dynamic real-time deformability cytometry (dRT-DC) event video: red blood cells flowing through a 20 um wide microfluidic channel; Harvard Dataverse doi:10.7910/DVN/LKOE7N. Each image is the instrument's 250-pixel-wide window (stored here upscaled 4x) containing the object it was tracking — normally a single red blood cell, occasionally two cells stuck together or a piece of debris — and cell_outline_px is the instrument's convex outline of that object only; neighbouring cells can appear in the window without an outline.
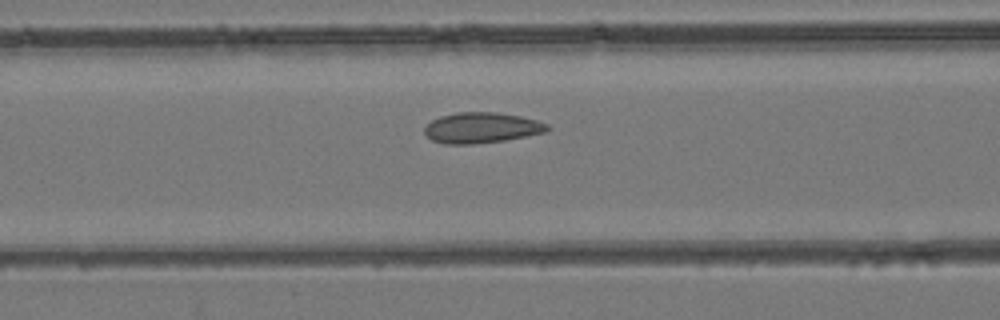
{"species": "common noctule bat (a hibernating species)", "species_latin": "Nyctalus noctula", "temperature_condition": "room temperature", "stored_images_in_passage": 47, "camera_frame_rate_fps": 3000, "um_per_image_px": 0.085, "animal": {"sex": "female", "body_mass_g": 24.6, "forearm_length_mm": 56.2}, "frame": {"image": 1, "passage_image": 18, "time_ms": 5.667, "image_size_px": [1000, 320], "cell_outline_px": [[552, 128], [548, 132], [504, 140], [472, 144], [444, 144], [432, 140], [424, 132], [424, 128], [432, 120], [440, 116], [456, 112], [496, 112], [520, 116], [536, 120], [548, 124]], "centroid_in_image_um": [40.96, 10.86], "position_along_channel_um": 125.6, "area_um2": 21.96}}
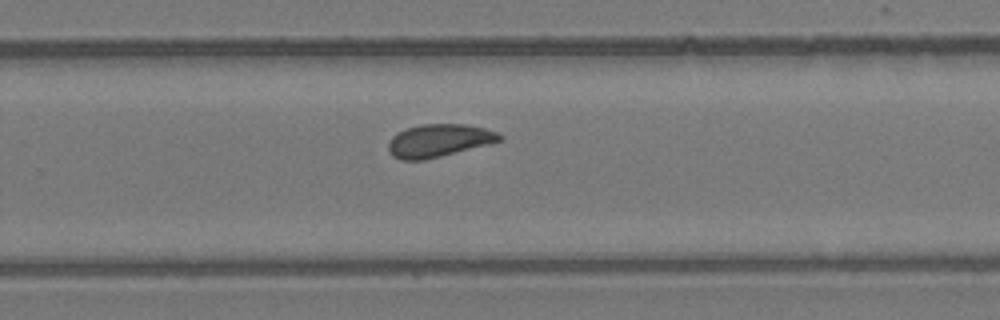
{"frame": {"image": 2, "passage_image": 30, "time_ms": 9.667, "image_size_px": [1000, 320], "cell_outline_px": [[504, 136], [500, 140], [488, 144], [424, 160], [400, 160], [392, 156], [388, 152], [388, 144], [392, 136], [396, 132], [404, 128], [420, 124], [464, 124], [484, 128], [496, 132]], "centroid_in_image_um": [37.23, 11.94], "position_along_channel_um": 292.6, "area_um2": 21.27}}
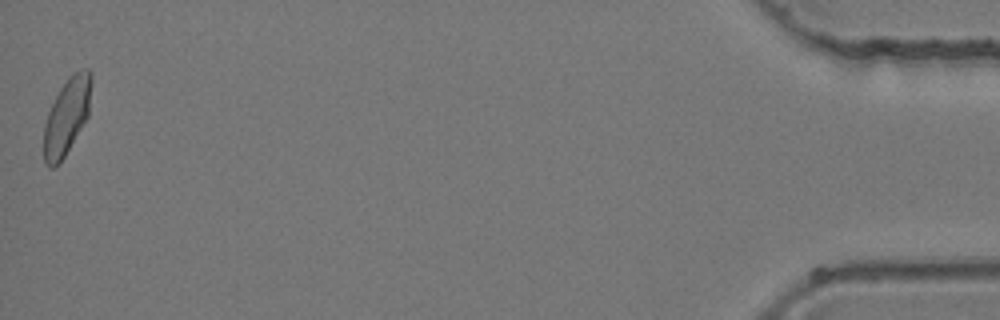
{"frame": {"image": 3, "passage_image": 47, "time_ms": 15.333, "image_size_px": [1000, 320], "cell_outline_px": [[92, 80], [88, 116], [64, 156], [52, 168], [48, 168], [44, 164], [44, 124], [48, 112], [60, 88], [68, 76], [80, 68], [88, 68], [92, 72]], "centroid_in_image_um": [5.68, 9.83], "position_along_channel_um": 429.5, "area_um2": 21.1}}